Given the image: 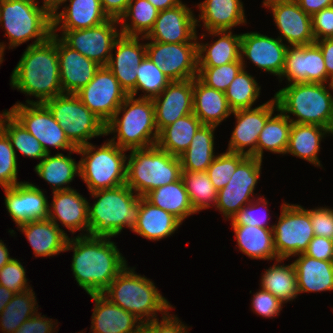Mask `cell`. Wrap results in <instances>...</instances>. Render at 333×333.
Listing matches in <instances>:
<instances>
[{
	"label": "cell",
	"instance_id": "obj_1",
	"mask_svg": "<svg viewBox=\"0 0 333 333\" xmlns=\"http://www.w3.org/2000/svg\"><path fill=\"white\" fill-rule=\"evenodd\" d=\"M110 238L77 235L68 239L65 251L73 250V276L88 295L101 294L128 265Z\"/></svg>",
	"mask_w": 333,
	"mask_h": 333
},
{
	"label": "cell",
	"instance_id": "obj_2",
	"mask_svg": "<svg viewBox=\"0 0 333 333\" xmlns=\"http://www.w3.org/2000/svg\"><path fill=\"white\" fill-rule=\"evenodd\" d=\"M10 85L37 100L26 103H44L63 94L60 83L57 36L52 34L44 43L28 46L12 71Z\"/></svg>",
	"mask_w": 333,
	"mask_h": 333
},
{
	"label": "cell",
	"instance_id": "obj_3",
	"mask_svg": "<svg viewBox=\"0 0 333 333\" xmlns=\"http://www.w3.org/2000/svg\"><path fill=\"white\" fill-rule=\"evenodd\" d=\"M110 302L132 313L143 324L166 315L172 305L158 291L154 282L126 266L101 293Z\"/></svg>",
	"mask_w": 333,
	"mask_h": 333
},
{
	"label": "cell",
	"instance_id": "obj_4",
	"mask_svg": "<svg viewBox=\"0 0 333 333\" xmlns=\"http://www.w3.org/2000/svg\"><path fill=\"white\" fill-rule=\"evenodd\" d=\"M98 198L88 205L89 235L114 237L124 227L131 231L136 226L140 210V196L126 184L115 188L94 191Z\"/></svg>",
	"mask_w": 333,
	"mask_h": 333
},
{
	"label": "cell",
	"instance_id": "obj_5",
	"mask_svg": "<svg viewBox=\"0 0 333 333\" xmlns=\"http://www.w3.org/2000/svg\"><path fill=\"white\" fill-rule=\"evenodd\" d=\"M105 133H117L110 141L127 151L155 146L159 132L152 99L128 95L105 124Z\"/></svg>",
	"mask_w": 333,
	"mask_h": 333
},
{
	"label": "cell",
	"instance_id": "obj_6",
	"mask_svg": "<svg viewBox=\"0 0 333 333\" xmlns=\"http://www.w3.org/2000/svg\"><path fill=\"white\" fill-rule=\"evenodd\" d=\"M328 88V89H327ZM333 83H292L274 95L278 109L292 123L316 124L333 133ZM292 114L296 119L290 118Z\"/></svg>",
	"mask_w": 333,
	"mask_h": 333
},
{
	"label": "cell",
	"instance_id": "obj_7",
	"mask_svg": "<svg viewBox=\"0 0 333 333\" xmlns=\"http://www.w3.org/2000/svg\"><path fill=\"white\" fill-rule=\"evenodd\" d=\"M130 152L127 157L125 184L140 197L181 178L179 157L169 154L157 145L133 149Z\"/></svg>",
	"mask_w": 333,
	"mask_h": 333
},
{
	"label": "cell",
	"instance_id": "obj_8",
	"mask_svg": "<svg viewBox=\"0 0 333 333\" xmlns=\"http://www.w3.org/2000/svg\"><path fill=\"white\" fill-rule=\"evenodd\" d=\"M0 25L9 49L34 39L28 46L46 42L52 35V12L34 0H0Z\"/></svg>",
	"mask_w": 333,
	"mask_h": 333
},
{
	"label": "cell",
	"instance_id": "obj_9",
	"mask_svg": "<svg viewBox=\"0 0 333 333\" xmlns=\"http://www.w3.org/2000/svg\"><path fill=\"white\" fill-rule=\"evenodd\" d=\"M89 143L77 148L80 159V177L89 192L115 188L126 183L127 150L108 140L99 148ZM98 148V149H97Z\"/></svg>",
	"mask_w": 333,
	"mask_h": 333
},
{
	"label": "cell",
	"instance_id": "obj_10",
	"mask_svg": "<svg viewBox=\"0 0 333 333\" xmlns=\"http://www.w3.org/2000/svg\"><path fill=\"white\" fill-rule=\"evenodd\" d=\"M76 147L88 145L92 138L106 136L105 123L92 113L76 94L63 93L43 103Z\"/></svg>",
	"mask_w": 333,
	"mask_h": 333
},
{
	"label": "cell",
	"instance_id": "obj_11",
	"mask_svg": "<svg viewBox=\"0 0 333 333\" xmlns=\"http://www.w3.org/2000/svg\"><path fill=\"white\" fill-rule=\"evenodd\" d=\"M278 223L273 225L274 247L279 259L304 253L314 231L310 212L301 205L283 203Z\"/></svg>",
	"mask_w": 333,
	"mask_h": 333
},
{
	"label": "cell",
	"instance_id": "obj_12",
	"mask_svg": "<svg viewBox=\"0 0 333 333\" xmlns=\"http://www.w3.org/2000/svg\"><path fill=\"white\" fill-rule=\"evenodd\" d=\"M8 112L41 143L46 153H51V146L68 151L77 149L43 103L17 102Z\"/></svg>",
	"mask_w": 333,
	"mask_h": 333
},
{
	"label": "cell",
	"instance_id": "obj_13",
	"mask_svg": "<svg viewBox=\"0 0 333 333\" xmlns=\"http://www.w3.org/2000/svg\"><path fill=\"white\" fill-rule=\"evenodd\" d=\"M198 35L190 43H146V55L171 81L196 78L198 75Z\"/></svg>",
	"mask_w": 333,
	"mask_h": 333
},
{
	"label": "cell",
	"instance_id": "obj_14",
	"mask_svg": "<svg viewBox=\"0 0 333 333\" xmlns=\"http://www.w3.org/2000/svg\"><path fill=\"white\" fill-rule=\"evenodd\" d=\"M261 165L262 160L247 156L237 166L227 185L218 191L215 208L225 216L226 220L231 219L255 198L254 190L260 177Z\"/></svg>",
	"mask_w": 333,
	"mask_h": 333
},
{
	"label": "cell",
	"instance_id": "obj_15",
	"mask_svg": "<svg viewBox=\"0 0 333 333\" xmlns=\"http://www.w3.org/2000/svg\"><path fill=\"white\" fill-rule=\"evenodd\" d=\"M75 94L105 124L128 96L107 66H100L93 79Z\"/></svg>",
	"mask_w": 333,
	"mask_h": 333
},
{
	"label": "cell",
	"instance_id": "obj_16",
	"mask_svg": "<svg viewBox=\"0 0 333 333\" xmlns=\"http://www.w3.org/2000/svg\"><path fill=\"white\" fill-rule=\"evenodd\" d=\"M118 20L109 18L100 25L87 29L61 30L59 37L67 46L77 50L100 66H106L115 40L121 35Z\"/></svg>",
	"mask_w": 333,
	"mask_h": 333
},
{
	"label": "cell",
	"instance_id": "obj_17",
	"mask_svg": "<svg viewBox=\"0 0 333 333\" xmlns=\"http://www.w3.org/2000/svg\"><path fill=\"white\" fill-rule=\"evenodd\" d=\"M275 109L278 110V104L273 97L256 108L234 110L232 114L236 118V125L232 131L227 151L256 157L259 134L268 118L274 114Z\"/></svg>",
	"mask_w": 333,
	"mask_h": 333
},
{
	"label": "cell",
	"instance_id": "obj_18",
	"mask_svg": "<svg viewBox=\"0 0 333 333\" xmlns=\"http://www.w3.org/2000/svg\"><path fill=\"white\" fill-rule=\"evenodd\" d=\"M292 83H333L327 76L324 57L316 43L288 46L284 69L279 77Z\"/></svg>",
	"mask_w": 333,
	"mask_h": 333
},
{
	"label": "cell",
	"instance_id": "obj_19",
	"mask_svg": "<svg viewBox=\"0 0 333 333\" xmlns=\"http://www.w3.org/2000/svg\"><path fill=\"white\" fill-rule=\"evenodd\" d=\"M288 45L279 38H272L258 32L241 34L240 57L243 68L246 69L244 57L274 76H281L285 64Z\"/></svg>",
	"mask_w": 333,
	"mask_h": 333
},
{
	"label": "cell",
	"instance_id": "obj_20",
	"mask_svg": "<svg viewBox=\"0 0 333 333\" xmlns=\"http://www.w3.org/2000/svg\"><path fill=\"white\" fill-rule=\"evenodd\" d=\"M3 190L6 209L17 226L48 219L49 203L38 186L24 181Z\"/></svg>",
	"mask_w": 333,
	"mask_h": 333
},
{
	"label": "cell",
	"instance_id": "obj_21",
	"mask_svg": "<svg viewBox=\"0 0 333 333\" xmlns=\"http://www.w3.org/2000/svg\"><path fill=\"white\" fill-rule=\"evenodd\" d=\"M196 33L193 10L182 2L174 8L159 11L152 30L141 39L162 43H190Z\"/></svg>",
	"mask_w": 333,
	"mask_h": 333
},
{
	"label": "cell",
	"instance_id": "obj_22",
	"mask_svg": "<svg viewBox=\"0 0 333 333\" xmlns=\"http://www.w3.org/2000/svg\"><path fill=\"white\" fill-rule=\"evenodd\" d=\"M142 37L120 35L114 42L106 65L129 94L136 87L138 65L146 56V43H139Z\"/></svg>",
	"mask_w": 333,
	"mask_h": 333
},
{
	"label": "cell",
	"instance_id": "obj_23",
	"mask_svg": "<svg viewBox=\"0 0 333 333\" xmlns=\"http://www.w3.org/2000/svg\"><path fill=\"white\" fill-rule=\"evenodd\" d=\"M268 9L272 11L273 20L280 32L278 38L281 41L286 39L289 46L315 43L311 16L305 13L295 0H283Z\"/></svg>",
	"mask_w": 333,
	"mask_h": 333
},
{
	"label": "cell",
	"instance_id": "obj_24",
	"mask_svg": "<svg viewBox=\"0 0 333 333\" xmlns=\"http://www.w3.org/2000/svg\"><path fill=\"white\" fill-rule=\"evenodd\" d=\"M152 101L156 126L160 132L178 118L193 113V79L172 81Z\"/></svg>",
	"mask_w": 333,
	"mask_h": 333
},
{
	"label": "cell",
	"instance_id": "obj_25",
	"mask_svg": "<svg viewBox=\"0 0 333 333\" xmlns=\"http://www.w3.org/2000/svg\"><path fill=\"white\" fill-rule=\"evenodd\" d=\"M52 193L53 201L49 204L51 207L49 206L48 219L58 227L61 223L72 234L82 231L81 236L89 235L88 205L90 203L86 198L72 188ZM57 220L60 222L57 223Z\"/></svg>",
	"mask_w": 333,
	"mask_h": 333
},
{
	"label": "cell",
	"instance_id": "obj_26",
	"mask_svg": "<svg viewBox=\"0 0 333 333\" xmlns=\"http://www.w3.org/2000/svg\"><path fill=\"white\" fill-rule=\"evenodd\" d=\"M57 36L60 83L63 93H77L94 77L100 65L67 46Z\"/></svg>",
	"mask_w": 333,
	"mask_h": 333
},
{
	"label": "cell",
	"instance_id": "obj_27",
	"mask_svg": "<svg viewBox=\"0 0 333 333\" xmlns=\"http://www.w3.org/2000/svg\"><path fill=\"white\" fill-rule=\"evenodd\" d=\"M67 1L62 0L52 12V34H56L57 30L87 29L109 19L103 12L100 0H69V6L65 5L58 13L57 10Z\"/></svg>",
	"mask_w": 333,
	"mask_h": 333
},
{
	"label": "cell",
	"instance_id": "obj_28",
	"mask_svg": "<svg viewBox=\"0 0 333 333\" xmlns=\"http://www.w3.org/2000/svg\"><path fill=\"white\" fill-rule=\"evenodd\" d=\"M95 306L91 319L92 333H137L143 323L132 313L110 302L102 294H90Z\"/></svg>",
	"mask_w": 333,
	"mask_h": 333
},
{
	"label": "cell",
	"instance_id": "obj_29",
	"mask_svg": "<svg viewBox=\"0 0 333 333\" xmlns=\"http://www.w3.org/2000/svg\"><path fill=\"white\" fill-rule=\"evenodd\" d=\"M17 228L26 235L35 257H51L65 252L69 236L51 220H34Z\"/></svg>",
	"mask_w": 333,
	"mask_h": 333
},
{
	"label": "cell",
	"instance_id": "obj_30",
	"mask_svg": "<svg viewBox=\"0 0 333 333\" xmlns=\"http://www.w3.org/2000/svg\"><path fill=\"white\" fill-rule=\"evenodd\" d=\"M200 10L198 22H203L207 31H231L233 27L246 22L245 10L241 0H204L198 4Z\"/></svg>",
	"mask_w": 333,
	"mask_h": 333
},
{
	"label": "cell",
	"instance_id": "obj_31",
	"mask_svg": "<svg viewBox=\"0 0 333 333\" xmlns=\"http://www.w3.org/2000/svg\"><path fill=\"white\" fill-rule=\"evenodd\" d=\"M232 112L225 92L205 85L198 77L193 78V113L203 125L218 126Z\"/></svg>",
	"mask_w": 333,
	"mask_h": 333
},
{
	"label": "cell",
	"instance_id": "obj_32",
	"mask_svg": "<svg viewBox=\"0 0 333 333\" xmlns=\"http://www.w3.org/2000/svg\"><path fill=\"white\" fill-rule=\"evenodd\" d=\"M181 224L173 214L140 197L138 221L132 231L148 240L159 241L174 234Z\"/></svg>",
	"mask_w": 333,
	"mask_h": 333
},
{
	"label": "cell",
	"instance_id": "obj_33",
	"mask_svg": "<svg viewBox=\"0 0 333 333\" xmlns=\"http://www.w3.org/2000/svg\"><path fill=\"white\" fill-rule=\"evenodd\" d=\"M292 262L296 270L298 292H324L333 290V261L318 260L297 254Z\"/></svg>",
	"mask_w": 333,
	"mask_h": 333
},
{
	"label": "cell",
	"instance_id": "obj_34",
	"mask_svg": "<svg viewBox=\"0 0 333 333\" xmlns=\"http://www.w3.org/2000/svg\"><path fill=\"white\" fill-rule=\"evenodd\" d=\"M219 39L209 43H197L198 67H218L241 59V34L228 30L208 31Z\"/></svg>",
	"mask_w": 333,
	"mask_h": 333
},
{
	"label": "cell",
	"instance_id": "obj_35",
	"mask_svg": "<svg viewBox=\"0 0 333 333\" xmlns=\"http://www.w3.org/2000/svg\"><path fill=\"white\" fill-rule=\"evenodd\" d=\"M333 133L316 124L292 123L289 144L285 154L302 158L309 163L322 167L318 158L320 143L325 135Z\"/></svg>",
	"mask_w": 333,
	"mask_h": 333
},
{
	"label": "cell",
	"instance_id": "obj_36",
	"mask_svg": "<svg viewBox=\"0 0 333 333\" xmlns=\"http://www.w3.org/2000/svg\"><path fill=\"white\" fill-rule=\"evenodd\" d=\"M239 250L251 259H279L274 247L273 230L251 225H232Z\"/></svg>",
	"mask_w": 333,
	"mask_h": 333
},
{
	"label": "cell",
	"instance_id": "obj_37",
	"mask_svg": "<svg viewBox=\"0 0 333 333\" xmlns=\"http://www.w3.org/2000/svg\"><path fill=\"white\" fill-rule=\"evenodd\" d=\"M72 152L78 153L77 149L69 151L68 156L47 153L34 168L38 176L52 186L53 192L71 189L67 184L73 181L76 174L80 176V162L72 159Z\"/></svg>",
	"mask_w": 333,
	"mask_h": 333
},
{
	"label": "cell",
	"instance_id": "obj_38",
	"mask_svg": "<svg viewBox=\"0 0 333 333\" xmlns=\"http://www.w3.org/2000/svg\"><path fill=\"white\" fill-rule=\"evenodd\" d=\"M203 124L194 113L178 118L159 132L156 145L169 154L179 157L192 142V138Z\"/></svg>",
	"mask_w": 333,
	"mask_h": 333
},
{
	"label": "cell",
	"instance_id": "obj_39",
	"mask_svg": "<svg viewBox=\"0 0 333 333\" xmlns=\"http://www.w3.org/2000/svg\"><path fill=\"white\" fill-rule=\"evenodd\" d=\"M217 126L202 125L187 150L179 156L182 171H207L215 159L214 131Z\"/></svg>",
	"mask_w": 333,
	"mask_h": 333
},
{
	"label": "cell",
	"instance_id": "obj_40",
	"mask_svg": "<svg viewBox=\"0 0 333 333\" xmlns=\"http://www.w3.org/2000/svg\"><path fill=\"white\" fill-rule=\"evenodd\" d=\"M144 197L158 208L173 214L181 222L196 213L182 178L171 184L151 190Z\"/></svg>",
	"mask_w": 333,
	"mask_h": 333
},
{
	"label": "cell",
	"instance_id": "obj_41",
	"mask_svg": "<svg viewBox=\"0 0 333 333\" xmlns=\"http://www.w3.org/2000/svg\"><path fill=\"white\" fill-rule=\"evenodd\" d=\"M285 259H277L272 267L265 269L261 279V289L270 292L284 304L297 298L298 287L293 263L280 264Z\"/></svg>",
	"mask_w": 333,
	"mask_h": 333
},
{
	"label": "cell",
	"instance_id": "obj_42",
	"mask_svg": "<svg viewBox=\"0 0 333 333\" xmlns=\"http://www.w3.org/2000/svg\"><path fill=\"white\" fill-rule=\"evenodd\" d=\"M277 111L280 113L274 117L272 114L259 134L256 147L257 159H263V150L283 155L287 151L292 122L279 109Z\"/></svg>",
	"mask_w": 333,
	"mask_h": 333
},
{
	"label": "cell",
	"instance_id": "obj_43",
	"mask_svg": "<svg viewBox=\"0 0 333 333\" xmlns=\"http://www.w3.org/2000/svg\"><path fill=\"white\" fill-rule=\"evenodd\" d=\"M158 14L159 10L147 0H131L125 13L118 20L121 34L146 37L152 30ZM128 20L131 23H128Z\"/></svg>",
	"mask_w": 333,
	"mask_h": 333
},
{
	"label": "cell",
	"instance_id": "obj_44",
	"mask_svg": "<svg viewBox=\"0 0 333 333\" xmlns=\"http://www.w3.org/2000/svg\"><path fill=\"white\" fill-rule=\"evenodd\" d=\"M33 289L15 293L0 314V327L3 333H14L26 320L38 311ZM37 305V307H36Z\"/></svg>",
	"mask_w": 333,
	"mask_h": 333
},
{
	"label": "cell",
	"instance_id": "obj_45",
	"mask_svg": "<svg viewBox=\"0 0 333 333\" xmlns=\"http://www.w3.org/2000/svg\"><path fill=\"white\" fill-rule=\"evenodd\" d=\"M0 129L7 135L13 149L22 155L41 160L47 155L41 143L7 110L0 113Z\"/></svg>",
	"mask_w": 333,
	"mask_h": 333
},
{
	"label": "cell",
	"instance_id": "obj_46",
	"mask_svg": "<svg viewBox=\"0 0 333 333\" xmlns=\"http://www.w3.org/2000/svg\"><path fill=\"white\" fill-rule=\"evenodd\" d=\"M181 178L196 213L216 206L218 191L206 171H182Z\"/></svg>",
	"mask_w": 333,
	"mask_h": 333
},
{
	"label": "cell",
	"instance_id": "obj_47",
	"mask_svg": "<svg viewBox=\"0 0 333 333\" xmlns=\"http://www.w3.org/2000/svg\"><path fill=\"white\" fill-rule=\"evenodd\" d=\"M260 89L255 78L242 68L225 91L229 107L233 111L252 108L260 95Z\"/></svg>",
	"mask_w": 333,
	"mask_h": 333
},
{
	"label": "cell",
	"instance_id": "obj_48",
	"mask_svg": "<svg viewBox=\"0 0 333 333\" xmlns=\"http://www.w3.org/2000/svg\"><path fill=\"white\" fill-rule=\"evenodd\" d=\"M136 73V87L128 94L134 97L142 90L145 94L140 98L154 99L172 82L147 55L138 65Z\"/></svg>",
	"mask_w": 333,
	"mask_h": 333
},
{
	"label": "cell",
	"instance_id": "obj_49",
	"mask_svg": "<svg viewBox=\"0 0 333 333\" xmlns=\"http://www.w3.org/2000/svg\"><path fill=\"white\" fill-rule=\"evenodd\" d=\"M246 157L245 154L230 151L223 152L215 157L206 172L217 191L227 185L237 166Z\"/></svg>",
	"mask_w": 333,
	"mask_h": 333
},
{
	"label": "cell",
	"instance_id": "obj_50",
	"mask_svg": "<svg viewBox=\"0 0 333 333\" xmlns=\"http://www.w3.org/2000/svg\"><path fill=\"white\" fill-rule=\"evenodd\" d=\"M242 68L241 59L218 67H198L197 77L205 85L225 92Z\"/></svg>",
	"mask_w": 333,
	"mask_h": 333
},
{
	"label": "cell",
	"instance_id": "obj_51",
	"mask_svg": "<svg viewBox=\"0 0 333 333\" xmlns=\"http://www.w3.org/2000/svg\"><path fill=\"white\" fill-rule=\"evenodd\" d=\"M261 207V209H260ZM263 209V210H262ZM268 201L265 197H257L243 206L233 217H231V225H251L261 228L273 229V225H268Z\"/></svg>",
	"mask_w": 333,
	"mask_h": 333
},
{
	"label": "cell",
	"instance_id": "obj_52",
	"mask_svg": "<svg viewBox=\"0 0 333 333\" xmlns=\"http://www.w3.org/2000/svg\"><path fill=\"white\" fill-rule=\"evenodd\" d=\"M16 150L11 146L7 135L0 129V185L9 188L18 185V164Z\"/></svg>",
	"mask_w": 333,
	"mask_h": 333
},
{
	"label": "cell",
	"instance_id": "obj_53",
	"mask_svg": "<svg viewBox=\"0 0 333 333\" xmlns=\"http://www.w3.org/2000/svg\"><path fill=\"white\" fill-rule=\"evenodd\" d=\"M26 270L19 260L12 258L0 269V285L14 293L31 289L27 283Z\"/></svg>",
	"mask_w": 333,
	"mask_h": 333
},
{
	"label": "cell",
	"instance_id": "obj_54",
	"mask_svg": "<svg viewBox=\"0 0 333 333\" xmlns=\"http://www.w3.org/2000/svg\"><path fill=\"white\" fill-rule=\"evenodd\" d=\"M251 301L253 312L266 318L278 316L284 306L283 302L263 289H259Z\"/></svg>",
	"mask_w": 333,
	"mask_h": 333
},
{
	"label": "cell",
	"instance_id": "obj_55",
	"mask_svg": "<svg viewBox=\"0 0 333 333\" xmlns=\"http://www.w3.org/2000/svg\"><path fill=\"white\" fill-rule=\"evenodd\" d=\"M314 235L333 240V209L318 207L308 209Z\"/></svg>",
	"mask_w": 333,
	"mask_h": 333
},
{
	"label": "cell",
	"instance_id": "obj_56",
	"mask_svg": "<svg viewBox=\"0 0 333 333\" xmlns=\"http://www.w3.org/2000/svg\"><path fill=\"white\" fill-rule=\"evenodd\" d=\"M311 23L315 41L333 38V6L313 14Z\"/></svg>",
	"mask_w": 333,
	"mask_h": 333
},
{
	"label": "cell",
	"instance_id": "obj_57",
	"mask_svg": "<svg viewBox=\"0 0 333 333\" xmlns=\"http://www.w3.org/2000/svg\"><path fill=\"white\" fill-rule=\"evenodd\" d=\"M161 319L160 322L158 318L144 323L143 327L149 333H188L187 325L185 326L176 315L168 312Z\"/></svg>",
	"mask_w": 333,
	"mask_h": 333
},
{
	"label": "cell",
	"instance_id": "obj_58",
	"mask_svg": "<svg viewBox=\"0 0 333 333\" xmlns=\"http://www.w3.org/2000/svg\"><path fill=\"white\" fill-rule=\"evenodd\" d=\"M52 318H46L38 312L30 319L26 320L14 333H53L55 332V324Z\"/></svg>",
	"mask_w": 333,
	"mask_h": 333
},
{
	"label": "cell",
	"instance_id": "obj_59",
	"mask_svg": "<svg viewBox=\"0 0 333 333\" xmlns=\"http://www.w3.org/2000/svg\"><path fill=\"white\" fill-rule=\"evenodd\" d=\"M304 253L318 260L333 261V240L314 236Z\"/></svg>",
	"mask_w": 333,
	"mask_h": 333
},
{
	"label": "cell",
	"instance_id": "obj_60",
	"mask_svg": "<svg viewBox=\"0 0 333 333\" xmlns=\"http://www.w3.org/2000/svg\"><path fill=\"white\" fill-rule=\"evenodd\" d=\"M131 0H100L103 12L108 18L119 20Z\"/></svg>",
	"mask_w": 333,
	"mask_h": 333
},
{
	"label": "cell",
	"instance_id": "obj_61",
	"mask_svg": "<svg viewBox=\"0 0 333 333\" xmlns=\"http://www.w3.org/2000/svg\"><path fill=\"white\" fill-rule=\"evenodd\" d=\"M315 43L323 54L327 76L333 81V38L317 40Z\"/></svg>",
	"mask_w": 333,
	"mask_h": 333
},
{
	"label": "cell",
	"instance_id": "obj_62",
	"mask_svg": "<svg viewBox=\"0 0 333 333\" xmlns=\"http://www.w3.org/2000/svg\"><path fill=\"white\" fill-rule=\"evenodd\" d=\"M299 7L307 14H313L324 8L333 6V0H295Z\"/></svg>",
	"mask_w": 333,
	"mask_h": 333
},
{
	"label": "cell",
	"instance_id": "obj_63",
	"mask_svg": "<svg viewBox=\"0 0 333 333\" xmlns=\"http://www.w3.org/2000/svg\"><path fill=\"white\" fill-rule=\"evenodd\" d=\"M147 1L150 2L159 11L174 8L182 3L181 0H147Z\"/></svg>",
	"mask_w": 333,
	"mask_h": 333
},
{
	"label": "cell",
	"instance_id": "obj_64",
	"mask_svg": "<svg viewBox=\"0 0 333 333\" xmlns=\"http://www.w3.org/2000/svg\"><path fill=\"white\" fill-rule=\"evenodd\" d=\"M15 293L0 285V314Z\"/></svg>",
	"mask_w": 333,
	"mask_h": 333
},
{
	"label": "cell",
	"instance_id": "obj_65",
	"mask_svg": "<svg viewBox=\"0 0 333 333\" xmlns=\"http://www.w3.org/2000/svg\"><path fill=\"white\" fill-rule=\"evenodd\" d=\"M11 259L12 257H10L9 255V251L7 249L6 244H4L2 240H0V269L5 264H7Z\"/></svg>",
	"mask_w": 333,
	"mask_h": 333
},
{
	"label": "cell",
	"instance_id": "obj_66",
	"mask_svg": "<svg viewBox=\"0 0 333 333\" xmlns=\"http://www.w3.org/2000/svg\"><path fill=\"white\" fill-rule=\"evenodd\" d=\"M36 1V0H34ZM43 5L53 12L59 6V0H43Z\"/></svg>",
	"mask_w": 333,
	"mask_h": 333
},
{
	"label": "cell",
	"instance_id": "obj_67",
	"mask_svg": "<svg viewBox=\"0 0 333 333\" xmlns=\"http://www.w3.org/2000/svg\"><path fill=\"white\" fill-rule=\"evenodd\" d=\"M280 1H283V0H264L263 1V6L266 7V8H269L270 6H272L275 3L280 2Z\"/></svg>",
	"mask_w": 333,
	"mask_h": 333
},
{
	"label": "cell",
	"instance_id": "obj_68",
	"mask_svg": "<svg viewBox=\"0 0 333 333\" xmlns=\"http://www.w3.org/2000/svg\"><path fill=\"white\" fill-rule=\"evenodd\" d=\"M5 47L6 45H4L3 42H0V65L4 60L3 56H4Z\"/></svg>",
	"mask_w": 333,
	"mask_h": 333
},
{
	"label": "cell",
	"instance_id": "obj_69",
	"mask_svg": "<svg viewBox=\"0 0 333 333\" xmlns=\"http://www.w3.org/2000/svg\"><path fill=\"white\" fill-rule=\"evenodd\" d=\"M137 333H149L144 327H142Z\"/></svg>",
	"mask_w": 333,
	"mask_h": 333
}]
</instances>
